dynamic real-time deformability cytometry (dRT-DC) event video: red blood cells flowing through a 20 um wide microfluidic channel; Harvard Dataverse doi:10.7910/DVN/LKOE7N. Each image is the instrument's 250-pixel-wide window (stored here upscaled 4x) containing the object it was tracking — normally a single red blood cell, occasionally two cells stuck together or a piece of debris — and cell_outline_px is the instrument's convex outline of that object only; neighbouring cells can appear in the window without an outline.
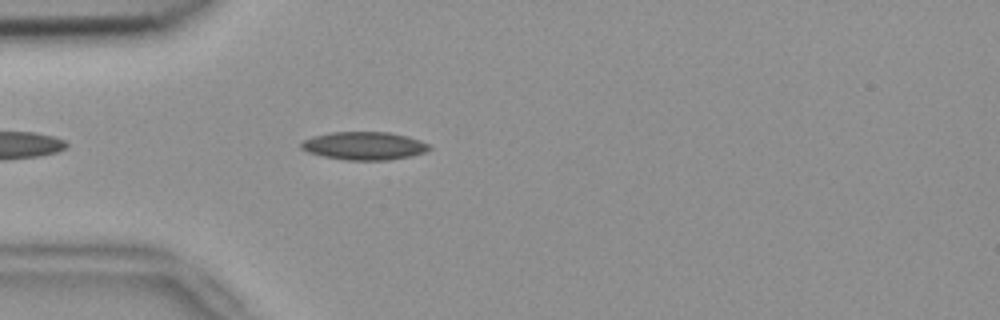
{"species": "common noctule bat (a hibernating species)", "species_latin": "Nyctalus noctula", "temperature_condition": "room temperature", "stored_images_in_passage": 6, "camera_frame_rate_fps": 3000, "um_per_image_px": 0.085, "animal": {"sex": "female", "body_mass_g": 18.4}, "frame": {"image": 1, "passage_image": 2, "time_ms": 0.333, "image_size_px": [1000, 320], "cell_outline_px": [[432, 148], [424, 152], [408, 156], [388, 160], [348, 160], [324, 156], [308, 152], [300, 148], [300, 144], [304, 140], [312, 136], [332, 132], [388, 132], [408, 136], [432, 144]], "centroid_in_image_um": [30.97, 12.38], "position_along_channel_um": 54.0, "area_um2": 20.92}}
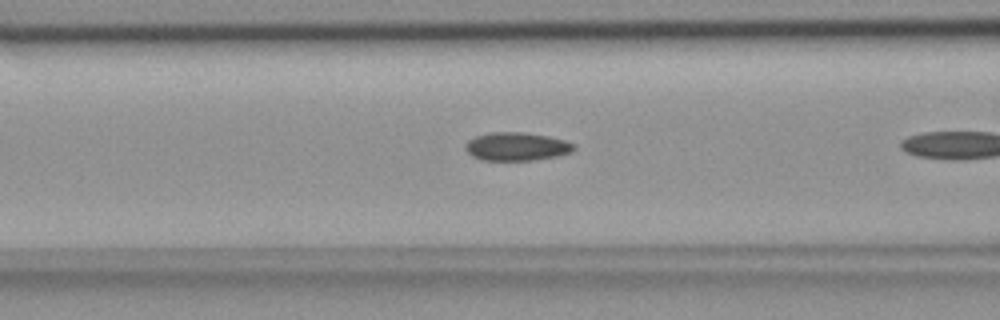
{"frame": {"image": 2, "passage_image": 5, "time_ms": 1.333, "image_size_px": [1000, 320], "cell_outline_px": [[576, 148], [572, 152], [556, 156], [532, 160], [480, 160], [472, 156], [464, 148], [464, 144], [468, 140], [476, 136], [488, 132], [520, 132], [548, 136], [564, 140], [576, 144]], "centroid_in_image_um": [43.9, 12.45], "position_along_channel_um": 122.7, "area_um2": 17.98}}